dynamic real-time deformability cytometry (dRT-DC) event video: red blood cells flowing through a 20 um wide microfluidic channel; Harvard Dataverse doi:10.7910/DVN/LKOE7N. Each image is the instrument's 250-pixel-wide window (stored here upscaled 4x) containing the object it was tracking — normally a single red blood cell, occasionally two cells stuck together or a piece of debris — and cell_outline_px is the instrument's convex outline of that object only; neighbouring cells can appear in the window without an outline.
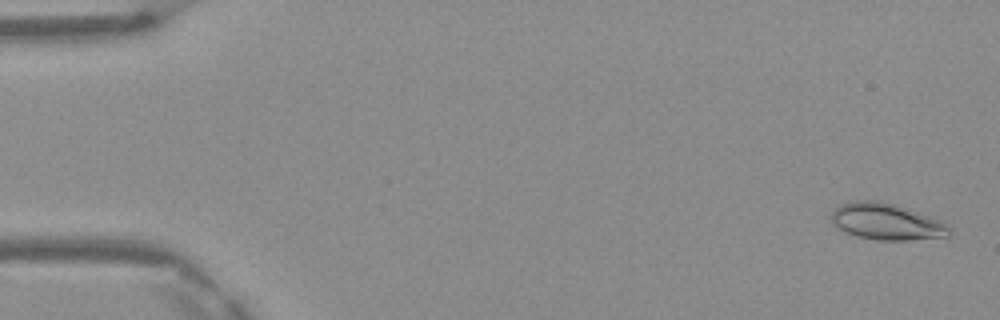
{"species": "Egyptian fruit bat (a non-hibernating species)", "species_latin": "Rousettus aegyptiacus", "temperature_condition": "warm", "stored_images_in_passage": 49, "camera_frame_rate_fps": 3000, "um_per_image_px": 0.085, "frame": {"image": 1, "passage_image": 2, "time_ms": 0.333, "image_size_px": [1000, 320], "cell_outline_px": [[952, 232], [948, 236], [908, 240], [876, 240], [856, 236], [844, 232], [832, 224], [832, 212], [840, 204], [856, 200], [876, 200], [892, 204], [944, 220], [952, 228]], "centroid_in_image_um": [75.38, 18.85], "position_along_channel_um": 9.6, "area_um2": 25.26}}
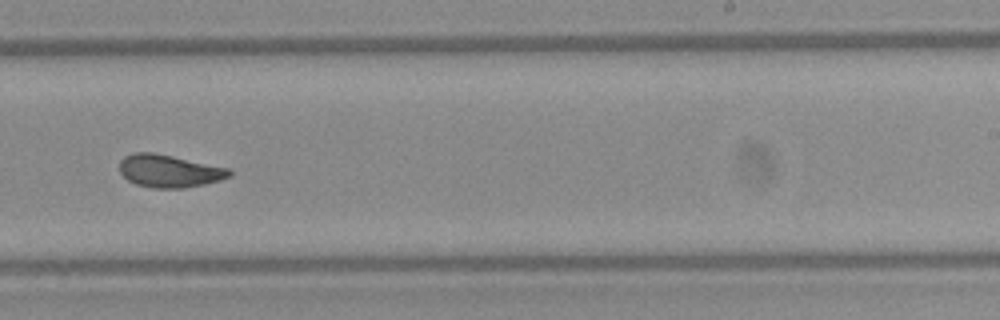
{"frame": {"image": 2, "passage_image": 31, "time_ms": 10.0, "image_size_px": [1000, 320], "cell_outline_px": [[232, 176], [220, 180], [204, 184], [184, 188], [152, 188], [136, 184], [128, 180], [120, 172], [120, 160], [124, 156], [132, 152], [152, 152], [172, 156], [228, 168], [232, 172]], "centroid_in_image_um": [14.37, 14.53], "position_along_channel_um": 274.6, "area_um2": 20.87}}
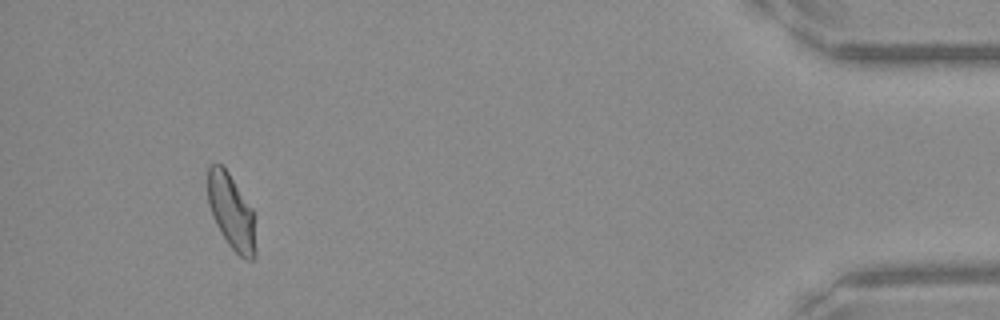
{"frame": {"image": 3, "passage_image": 46, "time_ms": 15.0, "image_size_px": [1000, 320], "cell_outline_px": [[256, 256], [252, 260], [244, 260], [228, 244], [216, 224], [208, 204], [208, 168], [212, 164], [220, 164], [228, 172], [252, 208], [256, 252]], "centroid_in_image_um": [19.67, 18.03], "position_along_channel_um": 415.5, "area_um2": 20.69}, "authors_computed_cell_mechanics": {"area_um2": 21.1548, "velocity_mm_per_s": 4.1563, "shape_relaxation_time_tau1_ms": 8.1873, "shape_relaxation_time_tau2_ms": 1.5919, "deformation_change_tau1": 0.2003, "deformation_change_tau2": 0.0708}}